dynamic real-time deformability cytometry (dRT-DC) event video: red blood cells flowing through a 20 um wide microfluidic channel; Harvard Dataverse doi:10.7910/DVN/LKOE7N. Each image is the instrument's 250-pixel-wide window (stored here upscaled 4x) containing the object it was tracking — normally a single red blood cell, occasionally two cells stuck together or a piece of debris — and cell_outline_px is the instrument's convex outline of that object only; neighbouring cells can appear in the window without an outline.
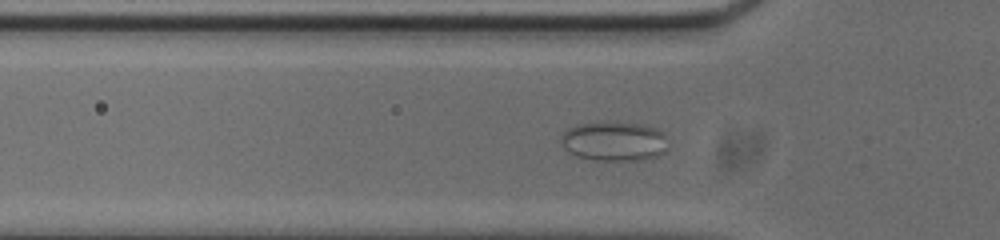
{"species": "common noctule bat (a hibernating species)", "species_latin": "Nyctalus noctula", "temperature_condition": "cold", "stored_images_in_passage": 57, "segment_of_instrument_passage": [1, 2], "camera_frame_rate_fps": 3000, "um_per_image_px": 0.085, "animal": {"sex": "male", "body_mass_g": 20.0, "forearm_length_mm": 53.3}, "frame": {"image": 1, "passage_image": 17, "time_ms": 5.333, "image_size_px": [1000, 240], "cell_outline_px": [[668, 148], [664, 152], [656, 156], [644, 160], [592, 160], [576, 156], [568, 152], [564, 148], [560, 140], [560, 136], [568, 128], [576, 124], [616, 120], [644, 124], [656, 128], [664, 132]], "centroid_in_image_um": [52.2, 11.98], "position_along_channel_um": 73.6, "area_um2": 25.37}}
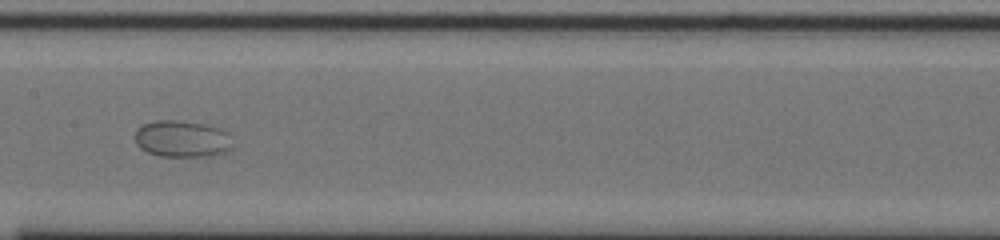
{"frame": {"image": 2, "passage_image": 27, "time_ms": 8.667, "image_size_px": [1000, 240], "cell_outline_px": [[232, 148], [220, 156], [160, 156], [148, 152], [140, 148], [136, 144], [136, 128], [144, 124], [156, 120], [176, 120], [204, 124], [220, 128], [224, 132]], "centroid_in_image_um": [15.45, 11.81], "position_along_channel_um": 192.0, "area_um2": 20.75}}
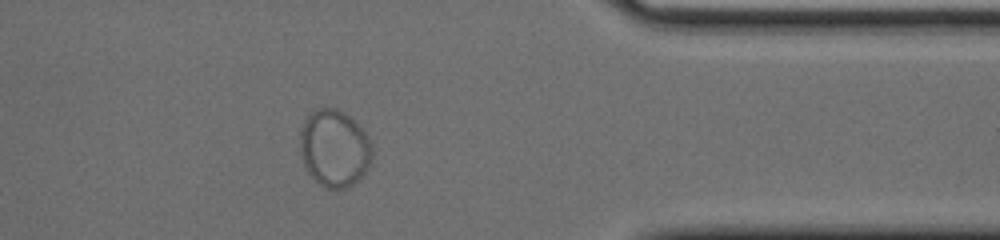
{"frame": {"image": 3, "passage_image": 45, "time_ms": 14.667, "image_size_px": [1000, 240], "cell_outline_px": [[372, 156], [368, 168], [360, 180], [348, 188], [324, 188], [304, 168], [300, 156], [300, 132], [304, 120], [316, 108], [336, 108], [344, 112], [368, 132], [372, 144]], "centroid_in_image_um": [28.44, 12.61], "position_along_channel_um": 383.0, "area_um2": 33.06}}